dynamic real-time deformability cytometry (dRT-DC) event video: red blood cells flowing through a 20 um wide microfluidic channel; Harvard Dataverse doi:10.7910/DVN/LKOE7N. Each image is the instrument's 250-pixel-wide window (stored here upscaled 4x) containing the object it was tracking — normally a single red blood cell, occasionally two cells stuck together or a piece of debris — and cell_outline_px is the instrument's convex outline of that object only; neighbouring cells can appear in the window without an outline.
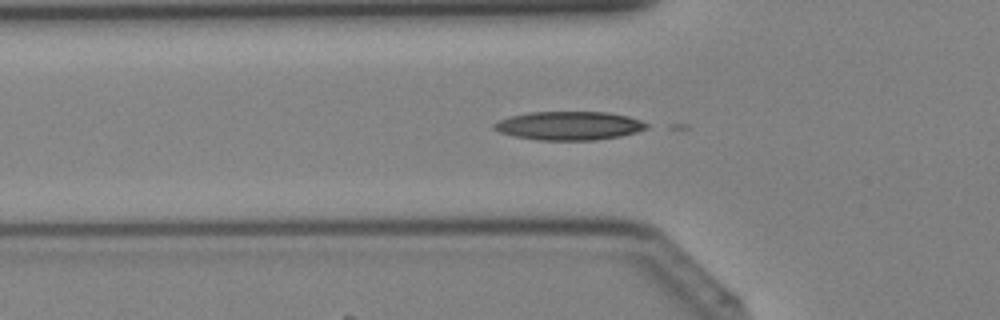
{"species": "Egyptian fruit bat (a non-hibernating species)", "species_latin": "Rousettus aegyptiacus", "temperature_condition": "cold", "stored_images_in_passage": 17, "camera_frame_rate_fps": 3000, "um_per_image_px": 0.085, "animal": {"sex": "female"}, "frame": {"image": 1, "passage_image": 13, "time_ms": 4.0, "image_size_px": [1000, 320], "cell_outline_px": [[648, 128], [636, 132], [620, 136], [596, 140], [536, 140], [516, 136], [500, 132], [492, 128], [492, 124], [508, 116], [528, 112], [608, 112], [628, 116], [640, 120], [648, 124]], "centroid_in_image_um": [48.36, 10.68], "position_along_channel_um": 77.4, "area_um2": 25.49}}
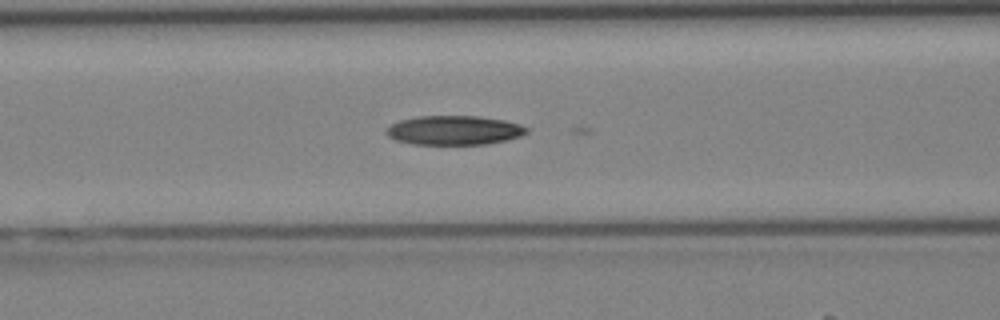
{"frame": {"image": 2, "passage_image": 16, "time_ms": 5.0, "image_size_px": [1000, 320], "cell_outline_px": [[528, 132], [520, 136], [504, 140], [484, 144], [412, 144], [396, 140], [388, 136], [384, 132], [392, 124], [400, 120], [416, 116], [476, 116], [504, 120], [520, 124], [528, 128]], "centroid_in_image_um": [38.58, 11.07], "position_along_channel_um": 128.0, "area_um2": 23.76}}